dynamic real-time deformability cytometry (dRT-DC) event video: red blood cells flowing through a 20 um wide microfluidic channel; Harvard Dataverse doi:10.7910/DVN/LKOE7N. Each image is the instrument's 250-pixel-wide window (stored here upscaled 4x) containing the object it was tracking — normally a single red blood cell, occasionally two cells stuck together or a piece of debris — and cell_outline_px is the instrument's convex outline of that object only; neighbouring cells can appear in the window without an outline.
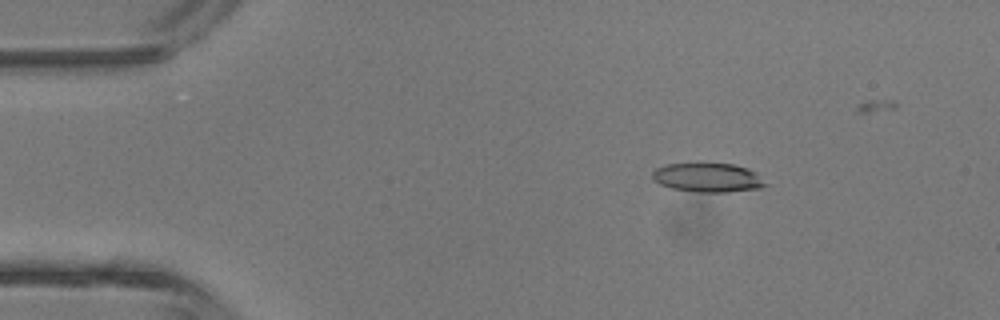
{"species": "common noctule bat (a hibernating species)", "species_latin": "Nyctalus noctula", "temperature_condition": "room temperature", "stored_images_in_passage": 3, "camera_frame_rate_fps": 3000, "um_per_image_px": 0.085, "animal": {"sex": "male", "body_mass_g": 13.3}, "frame": {"image": 1, "passage_image": 1, "time_ms": 0.0, "image_size_px": [1000, 320], "cell_outline_px": [[768, 184], [760, 188], [728, 192], [696, 192], [672, 188], [660, 184], [652, 180], [652, 172], [656, 168], [668, 164], [700, 160], [732, 164], [748, 168], [756, 172]], "centroid_in_image_um": [60.14, 15.04], "position_along_channel_um": 24.9, "area_um2": 20.0}}